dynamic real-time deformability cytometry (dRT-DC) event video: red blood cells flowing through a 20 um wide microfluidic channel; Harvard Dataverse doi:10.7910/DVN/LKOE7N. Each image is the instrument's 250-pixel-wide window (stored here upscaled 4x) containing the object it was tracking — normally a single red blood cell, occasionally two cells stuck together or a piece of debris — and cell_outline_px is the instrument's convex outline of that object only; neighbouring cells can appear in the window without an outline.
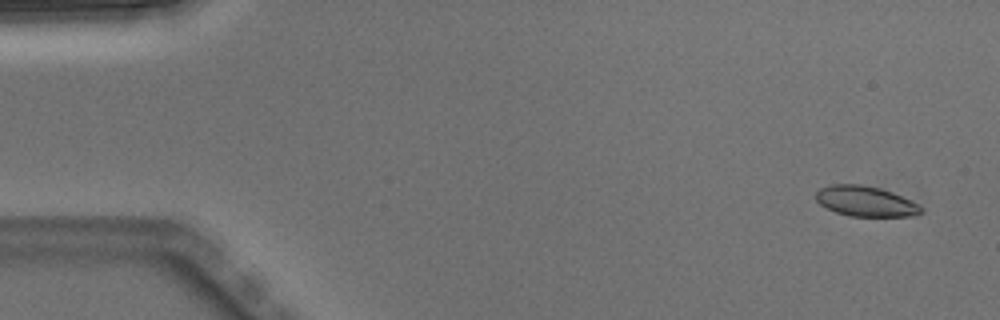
{"species": "Egyptian fruit bat (a non-hibernating species)", "species_latin": "Rousettus aegyptiacus", "temperature_condition": "warm", "stored_images_in_passage": 5, "camera_frame_rate_fps": 3000, "um_per_image_px": 0.085, "animal": {"sex": "male"}, "frame": {"image": 1, "passage_image": 1, "time_ms": 0.0, "image_size_px": [1000, 320], "cell_outline_px": [[924, 212], [912, 216], [848, 216], [836, 212], [820, 204], [816, 200], [816, 192], [820, 188], [832, 184], [860, 184], [880, 188], [892, 192], [924, 208]], "centroid_in_image_um": [73.56, 17.11], "position_along_channel_um": 11.4, "area_um2": 18.44}}
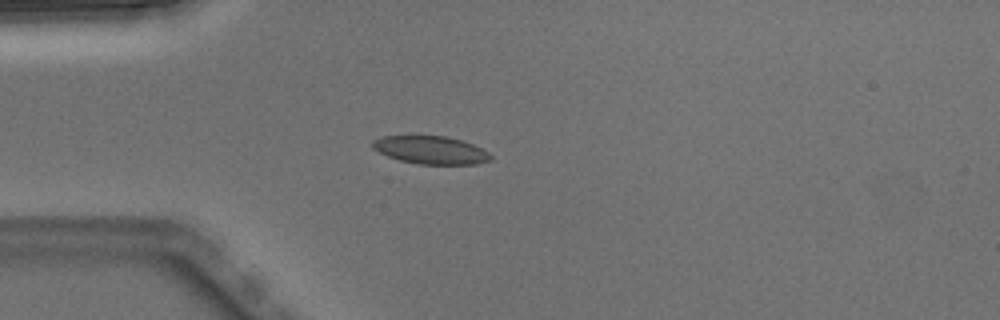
{"frame": {"image": 2, "passage_image": 4, "time_ms": 1.0, "image_size_px": [1000, 320], "cell_outline_px": [[492, 160], [476, 164], [416, 164], [400, 160], [388, 156], [372, 148], [372, 140], [384, 136], [444, 136], [460, 140], [472, 144], [488, 152], [492, 156]], "centroid_in_image_um": [36.61, 12.76], "position_along_channel_um": 48.4, "area_um2": 19.07}}